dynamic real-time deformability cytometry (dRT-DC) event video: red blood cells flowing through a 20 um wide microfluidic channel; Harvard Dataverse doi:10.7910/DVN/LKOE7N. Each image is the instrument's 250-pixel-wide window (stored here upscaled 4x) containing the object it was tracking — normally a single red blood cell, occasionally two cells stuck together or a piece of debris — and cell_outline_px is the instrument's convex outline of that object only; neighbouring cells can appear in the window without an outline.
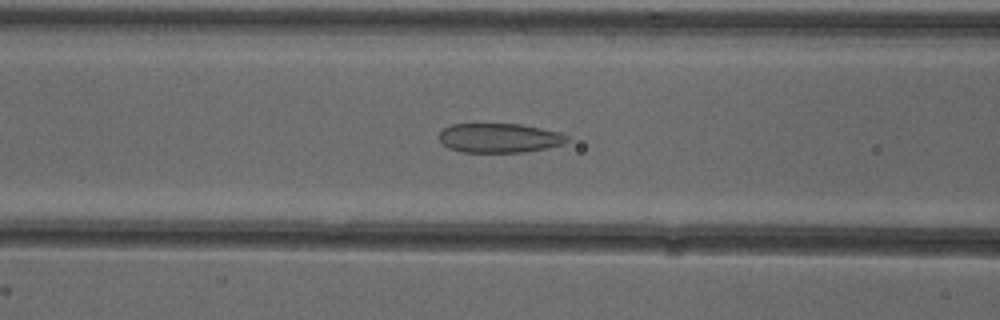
{"species": "common noctule bat (a hibernating species)", "species_latin": "Nyctalus noctula", "temperature_condition": "cold", "stored_images_in_passage": 41, "camera_frame_rate_fps": 3000, "um_per_image_px": 0.085, "animal": {"sex": "female"}, "frame": {"image": 1, "passage_image": 13, "time_ms": 4.0, "image_size_px": [1000, 320], "cell_outline_px": [[568, 140], [564, 144], [524, 152], [460, 152], [448, 148], [440, 140], [440, 132], [444, 128], [452, 124], [520, 124], [560, 132], [568, 136]], "centroid_in_image_um": [42.44, 11.73], "position_along_channel_um": 124.2, "area_um2": 21.79}}
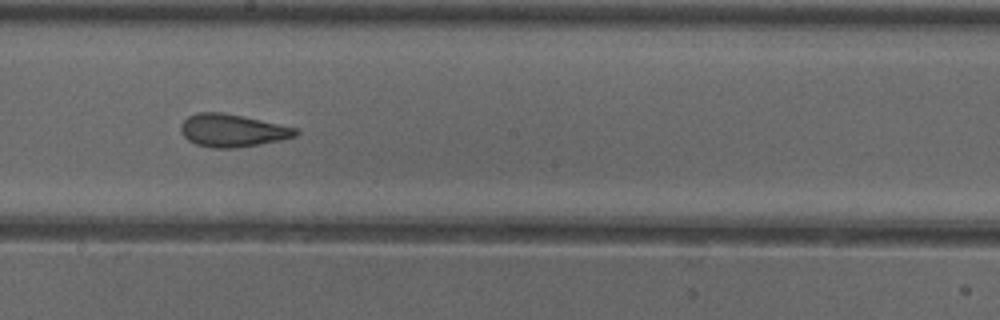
{"frame": {"image": 2, "passage_image": 21, "time_ms": 6.667, "image_size_px": [1000, 320], "cell_outline_px": [[300, 132], [296, 136], [280, 140], [260, 144], [236, 148], [212, 148], [196, 144], [188, 140], [180, 132], [180, 124], [188, 116], [196, 112], [224, 112], [244, 116], [296, 128]], "centroid_in_image_um": [19.72, 11.08], "position_along_channel_um": 228.5, "area_um2": 22.02}}
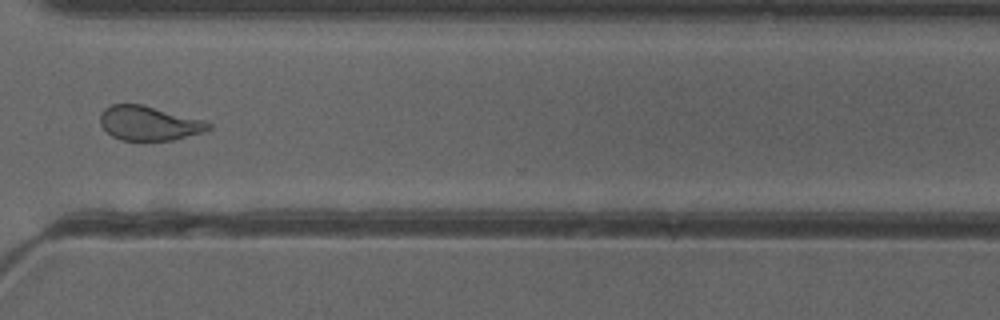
{"frame": {"image": 3, "passage_image": 31, "time_ms": 10.0, "image_size_px": [1000, 320], "cell_outline_px": [[212, 128], [204, 132], [172, 140], [120, 140], [112, 136], [100, 124], [100, 112], [104, 108], [112, 104], [144, 104], [204, 120], [212, 124]], "centroid_in_image_um": [12.67, 10.46], "position_along_channel_um": 357.9, "area_um2": 21.85}, "authors_computed_cell_mechanics": {"area_um2": 21.964, "velocity_mm_per_s": 3.892, "shape_relaxation_time_tau1_ms": null, "shape_relaxation_time_tau2_ms": 1.5471, "deformation_change_tau1": null, "deformation_change_tau2": 0.0808}}